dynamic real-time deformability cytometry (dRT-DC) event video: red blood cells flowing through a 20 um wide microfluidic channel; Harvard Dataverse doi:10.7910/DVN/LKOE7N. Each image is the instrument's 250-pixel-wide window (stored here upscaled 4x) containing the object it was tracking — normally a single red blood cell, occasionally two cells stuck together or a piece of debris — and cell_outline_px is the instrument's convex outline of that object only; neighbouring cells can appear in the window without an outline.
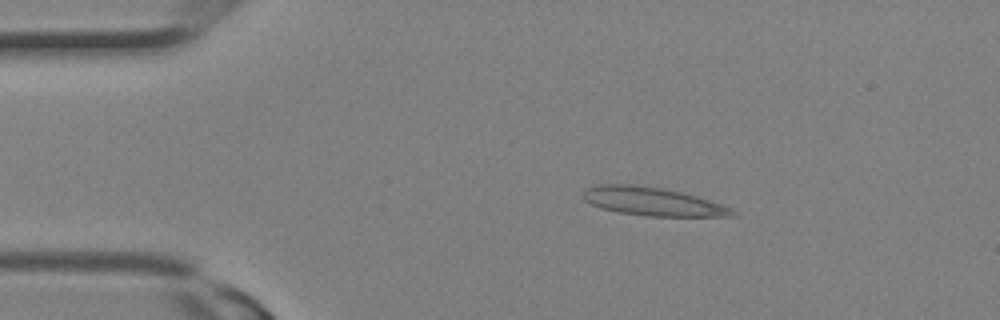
{"species": "Egyptian fruit bat (a non-hibernating species)", "species_latin": "Rousettus aegyptiacus", "temperature_condition": "room temperature", "stored_images_in_passage": 9, "camera_frame_rate_fps": 3000, "um_per_image_px": 0.085, "animal": {"sex": "female"}, "frame": {"image": 1, "passage_image": 4, "time_ms": 1.0, "image_size_px": [1000, 320], "cell_outline_px": [[736, 216], [648, 216], [616, 212], [600, 208], [584, 200], [584, 192], [588, 188], [600, 184], [632, 184], [660, 188], [680, 192], [696, 196], [732, 208], [736, 212]], "centroid_in_image_um": [55.46, 17.13], "position_along_channel_um": 29.5, "area_um2": 24.39}}
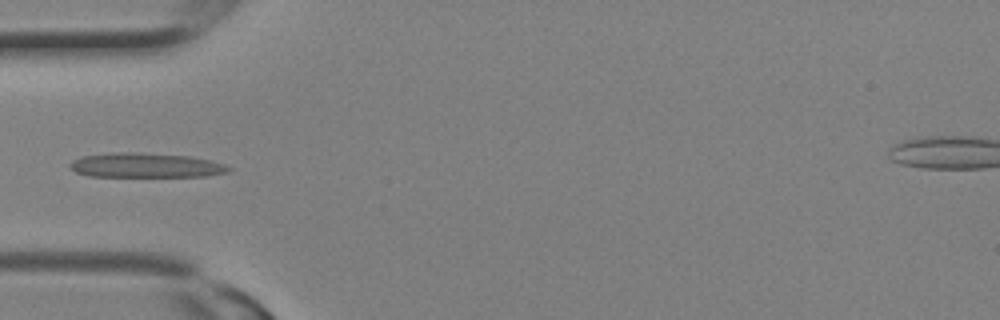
{"frame": {"image": 2, "passage_image": 8, "time_ms": 2.333, "image_size_px": [1000, 320], "cell_outline_px": [[232, 168], [228, 172], [204, 176], [88, 176], [76, 172], [68, 168], [68, 164], [72, 160], [80, 156], [112, 152], [132, 152], [188, 156], [208, 160], [224, 164]], "centroid_in_image_um": [12.3, 14.05], "position_along_channel_um": 72.7, "area_um2": 22.66}}